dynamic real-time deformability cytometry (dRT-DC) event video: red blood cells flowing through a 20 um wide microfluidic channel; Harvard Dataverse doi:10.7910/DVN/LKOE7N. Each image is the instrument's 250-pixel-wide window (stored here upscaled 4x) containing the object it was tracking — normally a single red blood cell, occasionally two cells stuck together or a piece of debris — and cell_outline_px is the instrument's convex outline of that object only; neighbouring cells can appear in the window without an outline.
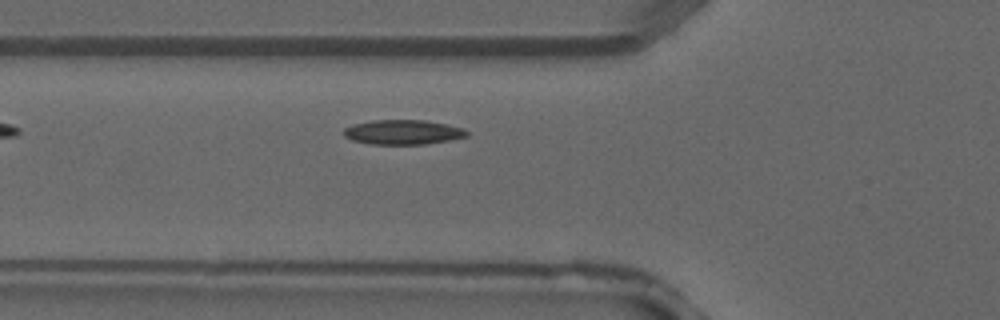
{"species": "common noctule bat (a hibernating species)", "species_latin": "Nyctalus noctula", "temperature_condition": "warm", "stored_images_in_passage": 3, "camera_frame_rate_fps": 3000, "um_per_image_px": 0.085, "animal": {"sex": "male", "forearm_length_mm": 52.5}, "frame": {"image": 1, "passage_image": 3, "time_ms": 0.667, "image_size_px": [1000, 320], "cell_outline_px": [[468, 136], [448, 140], [424, 144], [372, 144], [352, 140], [344, 136], [344, 128], [352, 124], [372, 120], [424, 120], [448, 124], [464, 128], [468, 132]], "centroid_in_image_um": [34.25, 11.22], "position_along_channel_um": 91.6, "area_um2": 17.69}}